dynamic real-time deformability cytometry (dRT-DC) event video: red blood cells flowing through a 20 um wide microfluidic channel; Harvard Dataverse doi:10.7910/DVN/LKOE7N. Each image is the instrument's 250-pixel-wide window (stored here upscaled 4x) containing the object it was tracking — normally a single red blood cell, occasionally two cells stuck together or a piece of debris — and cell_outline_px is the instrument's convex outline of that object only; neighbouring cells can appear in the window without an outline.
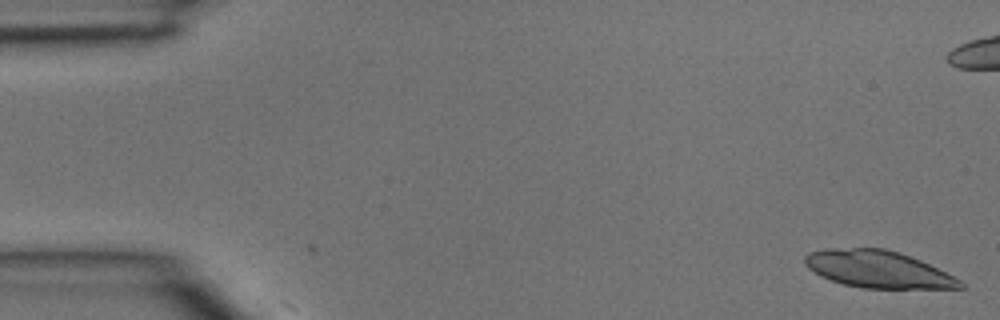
{"species": "common noctule bat (a hibernating species)", "species_latin": "Nyctalus noctula", "temperature_condition": "room temperature", "stored_images_in_passage": 7, "camera_frame_rate_fps": 3000, "um_per_image_px": 0.085, "animal": {"sex": "male", "body_mass_g": 15.6}, "frame": {"image": 1, "passage_image": 1, "time_ms": 0.0, "image_size_px": [1000, 320], "cell_outline_px": [[964, 288], [864, 288], [844, 284], [820, 276], [808, 268], [804, 264], [804, 256], [808, 252], [828, 248], [884, 248], [900, 252], [920, 260], [960, 280], [964, 284]], "centroid_in_image_um": [74.58, 22.87], "position_along_channel_um": 10.4, "area_um2": 33.35}}